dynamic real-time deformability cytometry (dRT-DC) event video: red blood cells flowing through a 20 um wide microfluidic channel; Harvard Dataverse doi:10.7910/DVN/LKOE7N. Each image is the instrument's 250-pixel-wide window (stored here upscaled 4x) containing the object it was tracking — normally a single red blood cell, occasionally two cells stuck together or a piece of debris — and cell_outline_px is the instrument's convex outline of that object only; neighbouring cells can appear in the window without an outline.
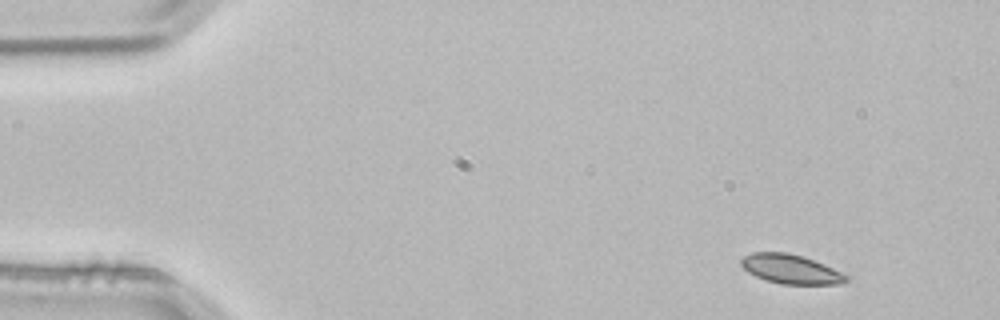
{"species": "common noctule bat (a hibernating species)", "species_latin": "Nyctalus noctula", "temperature_condition": "room temperature", "stored_images_in_passage": 3, "camera_frame_rate_fps": 3000, "um_per_image_px": 0.085, "animal": {"sex": "male", "body_mass_g": 21.5, "forearm_length_mm": 52.0}, "frame": {"image": 1, "passage_image": 1, "time_ms": 0.0, "image_size_px": [1000, 320], "cell_outline_px": [[848, 280], [840, 284], [780, 284], [756, 276], [748, 272], [740, 264], [740, 260], [744, 256], [752, 252], [788, 252], [804, 256], [824, 264], [848, 276]], "centroid_in_image_um": [67.2, 22.86], "position_along_channel_um": 17.8, "area_um2": 17.86}}
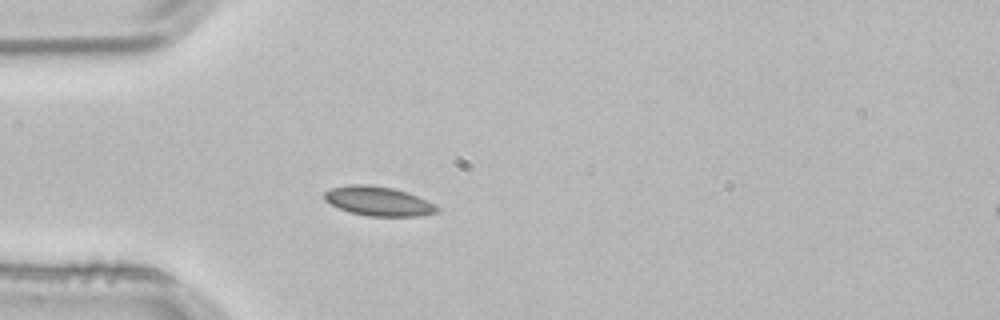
{"frame": {"image": 2, "passage_image": 3, "time_ms": 0.667, "image_size_px": [1000, 320], "cell_outline_px": [[440, 212], [420, 216], [368, 216], [348, 212], [324, 200], [324, 192], [332, 188], [348, 184], [368, 184], [392, 188], [416, 196], [440, 208]], "centroid_in_image_um": [32.13, 17.1], "position_along_channel_um": 52.9, "area_um2": 19.07}}